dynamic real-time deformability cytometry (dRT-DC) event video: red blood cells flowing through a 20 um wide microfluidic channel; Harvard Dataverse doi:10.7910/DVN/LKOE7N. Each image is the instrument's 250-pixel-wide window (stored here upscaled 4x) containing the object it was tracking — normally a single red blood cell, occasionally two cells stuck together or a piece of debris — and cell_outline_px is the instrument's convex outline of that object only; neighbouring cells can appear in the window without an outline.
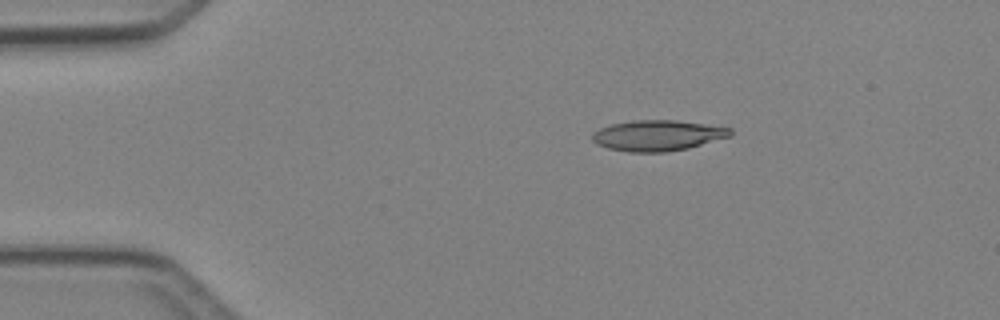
{"species": "Egyptian fruit bat (a non-hibernating species)", "species_latin": "Rousettus aegyptiacus", "temperature_condition": "cold", "stored_images_in_passage": 5, "camera_frame_rate_fps": 3000, "um_per_image_px": 0.085, "animal": {"sex": "female"}, "frame": {"image": 1, "passage_image": 2, "time_ms": 1.333, "image_size_px": [1000, 320], "cell_outline_px": [[732, 136], [688, 148], [664, 152], [628, 152], [608, 148], [596, 144], [592, 140], [592, 132], [600, 128], [612, 124], [632, 120], [676, 120], [732, 128]], "centroid_in_image_um": [55.89, 11.51], "position_along_channel_um": 29.1, "area_um2": 24.74}}
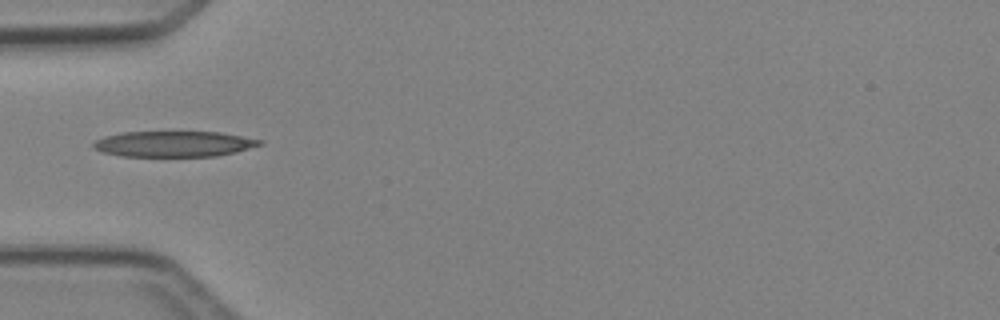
{"frame": {"image": 2, "passage_image": 4, "time_ms": 3.667, "image_size_px": [1000, 320], "cell_outline_px": [[264, 144], [236, 152], [216, 156], [120, 156], [104, 152], [92, 148], [92, 144], [96, 140], [104, 136], [124, 132], [220, 132], [264, 140]], "centroid_in_image_um": [14.8, 12.23], "position_along_channel_um": 70.2, "area_um2": 24.97}}
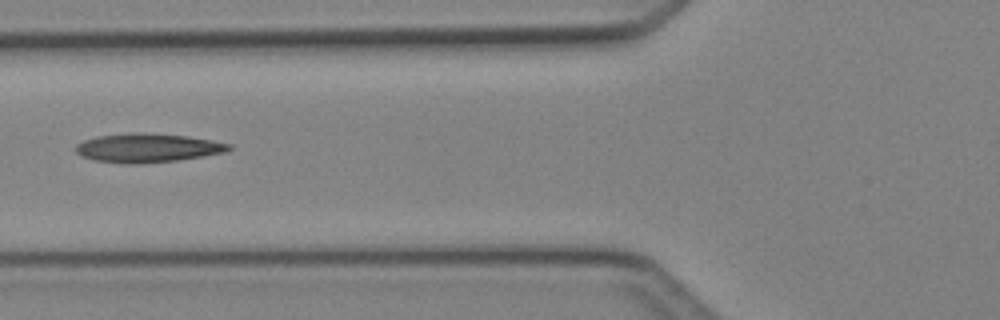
{"frame": {"image": 3, "passage_image": 5, "time_ms": 4.667, "image_size_px": [1000, 320], "cell_outline_px": [[232, 148], [224, 152], [176, 160], [136, 164], [128, 164], [92, 160], [76, 152], [76, 144], [84, 140], [96, 136], [128, 132], [140, 132], [188, 136], [212, 140], [232, 144]], "centroid_in_image_um": [12.51, 12.56], "position_along_channel_um": 113.3, "area_um2": 25.72}}